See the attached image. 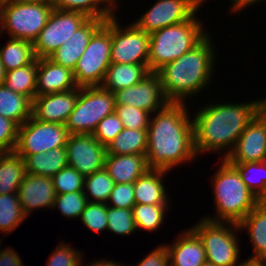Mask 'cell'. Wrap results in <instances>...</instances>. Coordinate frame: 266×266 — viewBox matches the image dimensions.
<instances>
[{
	"label": "cell",
	"mask_w": 266,
	"mask_h": 266,
	"mask_svg": "<svg viewBox=\"0 0 266 266\" xmlns=\"http://www.w3.org/2000/svg\"><path fill=\"white\" fill-rule=\"evenodd\" d=\"M185 103H169L150 116L146 158L150 169L171 171L196 159L193 122Z\"/></svg>",
	"instance_id": "cell-1"
},
{
	"label": "cell",
	"mask_w": 266,
	"mask_h": 266,
	"mask_svg": "<svg viewBox=\"0 0 266 266\" xmlns=\"http://www.w3.org/2000/svg\"><path fill=\"white\" fill-rule=\"evenodd\" d=\"M260 98L242 103L205 104L193 115L195 153L225 151L224 159L233 150L246 126L257 115Z\"/></svg>",
	"instance_id": "cell-2"
},
{
	"label": "cell",
	"mask_w": 266,
	"mask_h": 266,
	"mask_svg": "<svg viewBox=\"0 0 266 266\" xmlns=\"http://www.w3.org/2000/svg\"><path fill=\"white\" fill-rule=\"evenodd\" d=\"M211 36L208 34L194 48L157 71L170 103H185L186 98L202 93L213 80L217 52Z\"/></svg>",
	"instance_id": "cell-3"
},
{
	"label": "cell",
	"mask_w": 266,
	"mask_h": 266,
	"mask_svg": "<svg viewBox=\"0 0 266 266\" xmlns=\"http://www.w3.org/2000/svg\"><path fill=\"white\" fill-rule=\"evenodd\" d=\"M212 178L215 217H203L214 222L238 224L258 204V197L242 181L237 170L225 159Z\"/></svg>",
	"instance_id": "cell-4"
},
{
	"label": "cell",
	"mask_w": 266,
	"mask_h": 266,
	"mask_svg": "<svg viewBox=\"0 0 266 266\" xmlns=\"http://www.w3.org/2000/svg\"><path fill=\"white\" fill-rule=\"evenodd\" d=\"M195 13L189 20L150 33L148 69L157 72L165 64L180 58L207 35Z\"/></svg>",
	"instance_id": "cell-5"
},
{
	"label": "cell",
	"mask_w": 266,
	"mask_h": 266,
	"mask_svg": "<svg viewBox=\"0 0 266 266\" xmlns=\"http://www.w3.org/2000/svg\"><path fill=\"white\" fill-rule=\"evenodd\" d=\"M53 9L50 0L41 2L9 1L1 4L0 38L7 32L10 38L33 43L46 26Z\"/></svg>",
	"instance_id": "cell-6"
},
{
	"label": "cell",
	"mask_w": 266,
	"mask_h": 266,
	"mask_svg": "<svg viewBox=\"0 0 266 266\" xmlns=\"http://www.w3.org/2000/svg\"><path fill=\"white\" fill-rule=\"evenodd\" d=\"M201 239L206 260L214 266H239V225L232 222H214L205 218L191 228ZM238 237V238H237Z\"/></svg>",
	"instance_id": "cell-7"
},
{
	"label": "cell",
	"mask_w": 266,
	"mask_h": 266,
	"mask_svg": "<svg viewBox=\"0 0 266 266\" xmlns=\"http://www.w3.org/2000/svg\"><path fill=\"white\" fill-rule=\"evenodd\" d=\"M115 95L102 86L79 87L75 106L66 122L69 134H93L98 123L115 111Z\"/></svg>",
	"instance_id": "cell-8"
},
{
	"label": "cell",
	"mask_w": 266,
	"mask_h": 266,
	"mask_svg": "<svg viewBox=\"0 0 266 266\" xmlns=\"http://www.w3.org/2000/svg\"><path fill=\"white\" fill-rule=\"evenodd\" d=\"M111 64V17L92 35L73 76L78 87L101 86Z\"/></svg>",
	"instance_id": "cell-9"
},
{
	"label": "cell",
	"mask_w": 266,
	"mask_h": 266,
	"mask_svg": "<svg viewBox=\"0 0 266 266\" xmlns=\"http://www.w3.org/2000/svg\"><path fill=\"white\" fill-rule=\"evenodd\" d=\"M69 132L65 124L38 121L31 116L18 127L17 144L14 152L18 155L45 153L65 147Z\"/></svg>",
	"instance_id": "cell-10"
},
{
	"label": "cell",
	"mask_w": 266,
	"mask_h": 266,
	"mask_svg": "<svg viewBox=\"0 0 266 266\" xmlns=\"http://www.w3.org/2000/svg\"><path fill=\"white\" fill-rule=\"evenodd\" d=\"M88 19L89 17L81 12L54 8L46 26L33 42L35 57L48 58Z\"/></svg>",
	"instance_id": "cell-11"
},
{
	"label": "cell",
	"mask_w": 266,
	"mask_h": 266,
	"mask_svg": "<svg viewBox=\"0 0 266 266\" xmlns=\"http://www.w3.org/2000/svg\"><path fill=\"white\" fill-rule=\"evenodd\" d=\"M111 17V63L148 64L150 35L134 23L125 28Z\"/></svg>",
	"instance_id": "cell-12"
},
{
	"label": "cell",
	"mask_w": 266,
	"mask_h": 266,
	"mask_svg": "<svg viewBox=\"0 0 266 266\" xmlns=\"http://www.w3.org/2000/svg\"><path fill=\"white\" fill-rule=\"evenodd\" d=\"M206 0H157L133 23L145 33L189 20Z\"/></svg>",
	"instance_id": "cell-13"
},
{
	"label": "cell",
	"mask_w": 266,
	"mask_h": 266,
	"mask_svg": "<svg viewBox=\"0 0 266 266\" xmlns=\"http://www.w3.org/2000/svg\"><path fill=\"white\" fill-rule=\"evenodd\" d=\"M65 148L68 166L84 177L104 168L106 147L93 134H69Z\"/></svg>",
	"instance_id": "cell-14"
},
{
	"label": "cell",
	"mask_w": 266,
	"mask_h": 266,
	"mask_svg": "<svg viewBox=\"0 0 266 266\" xmlns=\"http://www.w3.org/2000/svg\"><path fill=\"white\" fill-rule=\"evenodd\" d=\"M116 105H131L153 113L164 109L170 102L163 93L157 72H150L139 83L114 93Z\"/></svg>",
	"instance_id": "cell-15"
},
{
	"label": "cell",
	"mask_w": 266,
	"mask_h": 266,
	"mask_svg": "<svg viewBox=\"0 0 266 266\" xmlns=\"http://www.w3.org/2000/svg\"><path fill=\"white\" fill-rule=\"evenodd\" d=\"M224 159L228 163L266 161V125L258 115L246 126Z\"/></svg>",
	"instance_id": "cell-16"
},
{
	"label": "cell",
	"mask_w": 266,
	"mask_h": 266,
	"mask_svg": "<svg viewBox=\"0 0 266 266\" xmlns=\"http://www.w3.org/2000/svg\"><path fill=\"white\" fill-rule=\"evenodd\" d=\"M79 87L64 92L36 96L33 100L32 116L38 121L66 124L74 109Z\"/></svg>",
	"instance_id": "cell-17"
},
{
	"label": "cell",
	"mask_w": 266,
	"mask_h": 266,
	"mask_svg": "<svg viewBox=\"0 0 266 266\" xmlns=\"http://www.w3.org/2000/svg\"><path fill=\"white\" fill-rule=\"evenodd\" d=\"M18 197L23 213L30 217L32 211L51 208L56 198L52 178L26 173L18 189Z\"/></svg>",
	"instance_id": "cell-18"
},
{
	"label": "cell",
	"mask_w": 266,
	"mask_h": 266,
	"mask_svg": "<svg viewBox=\"0 0 266 266\" xmlns=\"http://www.w3.org/2000/svg\"><path fill=\"white\" fill-rule=\"evenodd\" d=\"M105 23L104 19L89 18L48 58L54 63L74 70L92 35Z\"/></svg>",
	"instance_id": "cell-19"
},
{
	"label": "cell",
	"mask_w": 266,
	"mask_h": 266,
	"mask_svg": "<svg viewBox=\"0 0 266 266\" xmlns=\"http://www.w3.org/2000/svg\"><path fill=\"white\" fill-rule=\"evenodd\" d=\"M37 66L36 96L69 91L78 87L70 68L58 65L49 58H39Z\"/></svg>",
	"instance_id": "cell-20"
},
{
	"label": "cell",
	"mask_w": 266,
	"mask_h": 266,
	"mask_svg": "<svg viewBox=\"0 0 266 266\" xmlns=\"http://www.w3.org/2000/svg\"><path fill=\"white\" fill-rule=\"evenodd\" d=\"M169 266H200L205 263L206 254L199 236L188 228L171 245L167 244Z\"/></svg>",
	"instance_id": "cell-21"
},
{
	"label": "cell",
	"mask_w": 266,
	"mask_h": 266,
	"mask_svg": "<svg viewBox=\"0 0 266 266\" xmlns=\"http://www.w3.org/2000/svg\"><path fill=\"white\" fill-rule=\"evenodd\" d=\"M146 154H106L104 169L115 184L133 183L150 168Z\"/></svg>",
	"instance_id": "cell-22"
},
{
	"label": "cell",
	"mask_w": 266,
	"mask_h": 266,
	"mask_svg": "<svg viewBox=\"0 0 266 266\" xmlns=\"http://www.w3.org/2000/svg\"><path fill=\"white\" fill-rule=\"evenodd\" d=\"M169 171L149 169L134 182V198L136 204H170L164 186V178ZM167 173V174H166Z\"/></svg>",
	"instance_id": "cell-23"
},
{
	"label": "cell",
	"mask_w": 266,
	"mask_h": 266,
	"mask_svg": "<svg viewBox=\"0 0 266 266\" xmlns=\"http://www.w3.org/2000/svg\"><path fill=\"white\" fill-rule=\"evenodd\" d=\"M238 225L240 230H248L253 246V255L247 260L266 261V208L259 203Z\"/></svg>",
	"instance_id": "cell-24"
},
{
	"label": "cell",
	"mask_w": 266,
	"mask_h": 266,
	"mask_svg": "<svg viewBox=\"0 0 266 266\" xmlns=\"http://www.w3.org/2000/svg\"><path fill=\"white\" fill-rule=\"evenodd\" d=\"M149 73L148 64L111 63L101 86L114 94L139 83Z\"/></svg>",
	"instance_id": "cell-25"
},
{
	"label": "cell",
	"mask_w": 266,
	"mask_h": 266,
	"mask_svg": "<svg viewBox=\"0 0 266 266\" xmlns=\"http://www.w3.org/2000/svg\"><path fill=\"white\" fill-rule=\"evenodd\" d=\"M25 163L26 173L53 177L62 168L68 166L65 147H59L45 153L19 155Z\"/></svg>",
	"instance_id": "cell-26"
},
{
	"label": "cell",
	"mask_w": 266,
	"mask_h": 266,
	"mask_svg": "<svg viewBox=\"0 0 266 266\" xmlns=\"http://www.w3.org/2000/svg\"><path fill=\"white\" fill-rule=\"evenodd\" d=\"M33 101L5 85L0 86V115L23 125L32 116Z\"/></svg>",
	"instance_id": "cell-27"
},
{
	"label": "cell",
	"mask_w": 266,
	"mask_h": 266,
	"mask_svg": "<svg viewBox=\"0 0 266 266\" xmlns=\"http://www.w3.org/2000/svg\"><path fill=\"white\" fill-rule=\"evenodd\" d=\"M26 175L24 160L15 152L0 155V194L18 193Z\"/></svg>",
	"instance_id": "cell-28"
},
{
	"label": "cell",
	"mask_w": 266,
	"mask_h": 266,
	"mask_svg": "<svg viewBox=\"0 0 266 266\" xmlns=\"http://www.w3.org/2000/svg\"><path fill=\"white\" fill-rule=\"evenodd\" d=\"M54 8L64 11H77L89 18L109 19L119 5L118 0H50ZM117 3V4H116Z\"/></svg>",
	"instance_id": "cell-29"
},
{
	"label": "cell",
	"mask_w": 266,
	"mask_h": 266,
	"mask_svg": "<svg viewBox=\"0 0 266 266\" xmlns=\"http://www.w3.org/2000/svg\"><path fill=\"white\" fill-rule=\"evenodd\" d=\"M37 58L30 64L6 72L4 85L10 90L29 97L32 101L36 97Z\"/></svg>",
	"instance_id": "cell-30"
},
{
	"label": "cell",
	"mask_w": 266,
	"mask_h": 266,
	"mask_svg": "<svg viewBox=\"0 0 266 266\" xmlns=\"http://www.w3.org/2000/svg\"><path fill=\"white\" fill-rule=\"evenodd\" d=\"M146 149L147 130L127 128L106 146L107 154L113 155L146 154Z\"/></svg>",
	"instance_id": "cell-31"
},
{
	"label": "cell",
	"mask_w": 266,
	"mask_h": 266,
	"mask_svg": "<svg viewBox=\"0 0 266 266\" xmlns=\"http://www.w3.org/2000/svg\"><path fill=\"white\" fill-rule=\"evenodd\" d=\"M35 58L33 43L26 40L9 38L0 47V60L6 72L30 64Z\"/></svg>",
	"instance_id": "cell-32"
},
{
	"label": "cell",
	"mask_w": 266,
	"mask_h": 266,
	"mask_svg": "<svg viewBox=\"0 0 266 266\" xmlns=\"http://www.w3.org/2000/svg\"><path fill=\"white\" fill-rule=\"evenodd\" d=\"M26 218L17 193L0 194V231L2 233L8 235Z\"/></svg>",
	"instance_id": "cell-33"
},
{
	"label": "cell",
	"mask_w": 266,
	"mask_h": 266,
	"mask_svg": "<svg viewBox=\"0 0 266 266\" xmlns=\"http://www.w3.org/2000/svg\"><path fill=\"white\" fill-rule=\"evenodd\" d=\"M229 164L237 170L247 188L259 200L266 194V161Z\"/></svg>",
	"instance_id": "cell-34"
},
{
	"label": "cell",
	"mask_w": 266,
	"mask_h": 266,
	"mask_svg": "<svg viewBox=\"0 0 266 266\" xmlns=\"http://www.w3.org/2000/svg\"><path fill=\"white\" fill-rule=\"evenodd\" d=\"M169 204H135L132 208L133 218L136 222L137 229L155 232L164 223L166 210Z\"/></svg>",
	"instance_id": "cell-35"
},
{
	"label": "cell",
	"mask_w": 266,
	"mask_h": 266,
	"mask_svg": "<svg viewBox=\"0 0 266 266\" xmlns=\"http://www.w3.org/2000/svg\"><path fill=\"white\" fill-rule=\"evenodd\" d=\"M114 184L113 179L104 168L91 175L85 176L83 191L87 201L107 203Z\"/></svg>",
	"instance_id": "cell-36"
},
{
	"label": "cell",
	"mask_w": 266,
	"mask_h": 266,
	"mask_svg": "<svg viewBox=\"0 0 266 266\" xmlns=\"http://www.w3.org/2000/svg\"><path fill=\"white\" fill-rule=\"evenodd\" d=\"M107 230L119 236H129L136 232L132 209L107 206Z\"/></svg>",
	"instance_id": "cell-37"
},
{
	"label": "cell",
	"mask_w": 266,
	"mask_h": 266,
	"mask_svg": "<svg viewBox=\"0 0 266 266\" xmlns=\"http://www.w3.org/2000/svg\"><path fill=\"white\" fill-rule=\"evenodd\" d=\"M87 202L84 191L57 194L52 209H59L61 214L69 219L80 218Z\"/></svg>",
	"instance_id": "cell-38"
},
{
	"label": "cell",
	"mask_w": 266,
	"mask_h": 266,
	"mask_svg": "<svg viewBox=\"0 0 266 266\" xmlns=\"http://www.w3.org/2000/svg\"><path fill=\"white\" fill-rule=\"evenodd\" d=\"M84 178L74 168L66 166L52 177V182L56 194H65L68 192L83 191Z\"/></svg>",
	"instance_id": "cell-39"
},
{
	"label": "cell",
	"mask_w": 266,
	"mask_h": 266,
	"mask_svg": "<svg viewBox=\"0 0 266 266\" xmlns=\"http://www.w3.org/2000/svg\"><path fill=\"white\" fill-rule=\"evenodd\" d=\"M120 118L123 128L147 130L151 114L131 105H116L114 111Z\"/></svg>",
	"instance_id": "cell-40"
},
{
	"label": "cell",
	"mask_w": 266,
	"mask_h": 266,
	"mask_svg": "<svg viewBox=\"0 0 266 266\" xmlns=\"http://www.w3.org/2000/svg\"><path fill=\"white\" fill-rule=\"evenodd\" d=\"M80 220L93 232L107 230V204L88 201Z\"/></svg>",
	"instance_id": "cell-41"
},
{
	"label": "cell",
	"mask_w": 266,
	"mask_h": 266,
	"mask_svg": "<svg viewBox=\"0 0 266 266\" xmlns=\"http://www.w3.org/2000/svg\"><path fill=\"white\" fill-rule=\"evenodd\" d=\"M83 255L70 245L60 242L50 254L46 266H82Z\"/></svg>",
	"instance_id": "cell-42"
},
{
	"label": "cell",
	"mask_w": 266,
	"mask_h": 266,
	"mask_svg": "<svg viewBox=\"0 0 266 266\" xmlns=\"http://www.w3.org/2000/svg\"><path fill=\"white\" fill-rule=\"evenodd\" d=\"M123 129L120 118L113 112L98 123L93 136L106 147Z\"/></svg>",
	"instance_id": "cell-43"
},
{
	"label": "cell",
	"mask_w": 266,
	"mask_h": 266,
	"mask_svg": "<svg viewBox=\"0 0 266 266\" xmlns=\"http://www.w3.org/2000/svg\"><path fill=\"white\" fill-rule=\"evenodd\" d=\"M106 204L114 208L132 209L136 204L134 198V182L114 184Z\"/></svg>",
	"instance_id": "cell-44"
},
{
	"label": "cell",
	"mask_w": 266,
	"mask_h": 266,
	"mask_svg": "<svg viewBox=\"0 0 266 266\" xmlns=\"http://www.w3.org/2000/svg\"><path fill=\"white\" fill-rule=\"evenodd\" d=\"M18 125L0 115V151L14 152L17 144Z\"/></svg>",
	"instance_id": "cell-45"
},
{
	"label": "cell",
	"mask_w": 266,
	"mask_h": 266,
	"mask_svg": "<svg viewBox=\"0 0 266 266\" xmlns=\"http://www.w3.org/2000/svg\"><path fill=\"white\" fill-rule=\"evenodd\" d=\"M137 266H169V253L166 244L154 248L148 255L140 260Z\"/></svg>",
	"instance_id": "cell-46"
},
{
	"label": "cell",
	"mask_w": 266,
	"mask_h": 266,
	"mask_svg": "<svg viewBox=\"0 0 266 266\" xmlns=\"http://www.w3.org/2000/svg\"><path fill=\"white\" fill-rule=\"evenodd\" d=\"M0 266H23V262L16 250L5 247V249L0 250Z\"/></svg>",
	"instance_id": "cell-47"
},
{
	"label": "cell",
	"mask_w": 266,
	"mask_h": 266,
	"mask_svg": "<svg viewBox=\"0 0 266 266\" xmlns=\"http://www.w3.org/2000/svg\"><path fill=\"white\" fill-rule=\"evenodd\" d=\"M231 2L230 12L238 13L241 10H244L247 6H252L255 3L257 4V0H228Z\"/></svg>",
	"instance_id": "cell-48"
},
{
	"label": "cell",
	"mask_w": 266,
	"mask_h": 266,
	"mask_svg": "<svg viewBox=\"0 0 266 266\" xmlns=\"http://www.w3.org/2000/svg\"><path fill=\"white\" fill-rule=\"evenodd\" d=\"M257 115L263 120L266 125V98H260Z\"/></svg>",
	"instance_id": "cell-49"
},
{
	"label": "cell",
	"mask_w": 266,
	"mask_h": 266,
	"mask_svg": "<svg viewBox=\"0 0 266 266\" xmlns=\"http://www.w3.org/2000/svg\"><path fill=\"white\" fill-rule=\"evenodd\" d=\"M82 266H83V264H82ZM84 266H124V265H122V264L120 265V263L115 262L113 260L101 259L100 261L97 260L95 262H92V264L90 262V265L86 264Z\"/></svg>",
	"instance_id": "cell-50"
},
{
	"label": "cell",
	"mask_w": 266,
	"mask_h": 266,
	"mask_svg": "<svg viewBox=\"0 0 266 266\" xmlns=\"http://www.w3.org/2000/svg\"><path fill=\"white\" fill-rule=\"evenodd\" d=\"M5 76H6V70L3 66V63L0 60V86L4 85Z\"/></svg>",
	"instance_id": "cell-51"
},
{
	"label": "cell",
	"mask_w": 266,
	"mask_h": 266,
	"mask_svg": "<svg viewBox=\"0 0 266 266\" xmlns=\"http://www.w3.org/2000/svg\"><path fill=\"white\" fill-rule=\"evenodd\" d=\"M239 266H258V261L246 259Z\"/></svg>",
	"instance_id": "cell-52"
},
{
	"label": "cell",
	"mask_w": 266,
	"mask_h": 266,
	"mask_svg": "<svg viewBox=\"0 0 266 266\" xmlns=\"http://www.w3.org/2000/svg\"><path fill=\"white\" fill-rule=\"evenodd\" d=\"M259 203L266 208V194L260 199Z\"/></svg>",
	"instance_id": "cell-53"
},
{
	"label": "cell",
	"mask_w": 266,
	"mask_h": 266,
	"mask_svg": "<svg viewBox=\"0 0 266 266\" xmlns=\"http://www.w3.org/2000/svg\"><path fill=\"white\" fill-rule=\"evenodd\" d=\"M13 2H41L44 0H12Z\"/></svg>",
	"instance_id": "cell-54"
},
{
	"label": "cell",
	"mask_w": 266,
	"mask_h": 266,
	"mask_svg": "<svg viewBox=\"0 0 266 266\" xmlns=\"http://www.w3.org/2000/svg\"><path fill=\"white\" fill-rule=\"evenodd\" d=\"M200 266H214L212 263H209V262H205L203 264H201Z\"/></svg>",
	"instance_id": "cell-55"
},
{
	"label": "cell",
	"mask_w": 266,
	"mask_h": 266,
	"mask_svg": "<svg viewBox=\"0 0 266 266\" xmlns=\"http://www.w3.org/2000/svg\"><path fill=\"white\" fill-rule=\"evenodd\" d=\"M258 266H266V261H258Z\"/></svg>",
	"instance_id": "cell-56"
},
{
	"label": "cell",
	"mask_w": 266,
	"mask_h": 266,
	"mask_svg": "<svg viewBox=\"0 0 266 266\" xmlns=\"http://www.w3.org/2000/svg\"><path fill=\"white\" fill-rule=\"evenodd\" d=\"M9 1H12V0H0V4H3L5 2H9Z\"/></svg>",
	"instance_id": "cell-57"
}]
</instances>
